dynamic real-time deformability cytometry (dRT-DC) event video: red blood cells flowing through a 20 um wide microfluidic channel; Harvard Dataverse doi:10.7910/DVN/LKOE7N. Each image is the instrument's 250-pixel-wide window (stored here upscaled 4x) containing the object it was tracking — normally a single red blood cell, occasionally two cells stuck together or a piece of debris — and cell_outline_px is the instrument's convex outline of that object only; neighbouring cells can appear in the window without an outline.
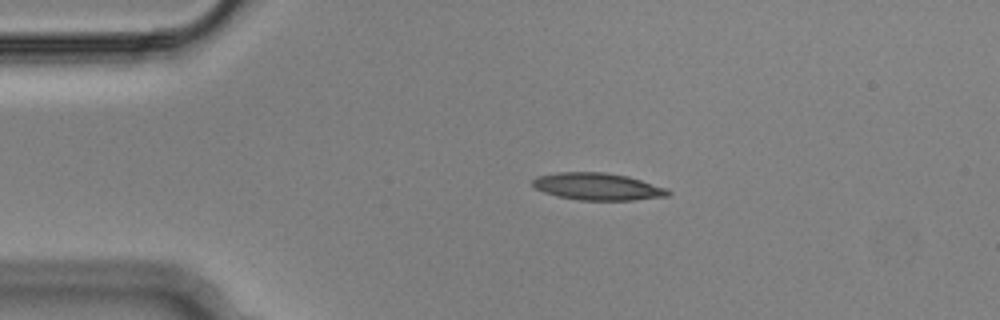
{"species": "Egyptian fruit bat (a non-hibernating species)", "species_latin": "Rousettus aegyptiacus", "temperature_condition": "cold", "stored_images_in_passage": 1, "camera_frame_rate_fps": 3000, "um_per_image_px": 0.085, "animal": {"sex": "male"}, "frame": {"image": 1, "passage_image": 1, "time_ms": 0.0, "image_size_px": [1000, 320], "cell_outline_px": [[672, 192], [668, 196], [636, 200], [580, 200], [556, 196], [544, 192], [536, 188], [532, 184], [532, 180], [536, 176], [556, 172], [604, 172], [628, 176], [668, 188]], "centroid_in_image_um": [50.81, 15.85], "position_along_channel_um": 34.2, "area_um2": 21.62}}